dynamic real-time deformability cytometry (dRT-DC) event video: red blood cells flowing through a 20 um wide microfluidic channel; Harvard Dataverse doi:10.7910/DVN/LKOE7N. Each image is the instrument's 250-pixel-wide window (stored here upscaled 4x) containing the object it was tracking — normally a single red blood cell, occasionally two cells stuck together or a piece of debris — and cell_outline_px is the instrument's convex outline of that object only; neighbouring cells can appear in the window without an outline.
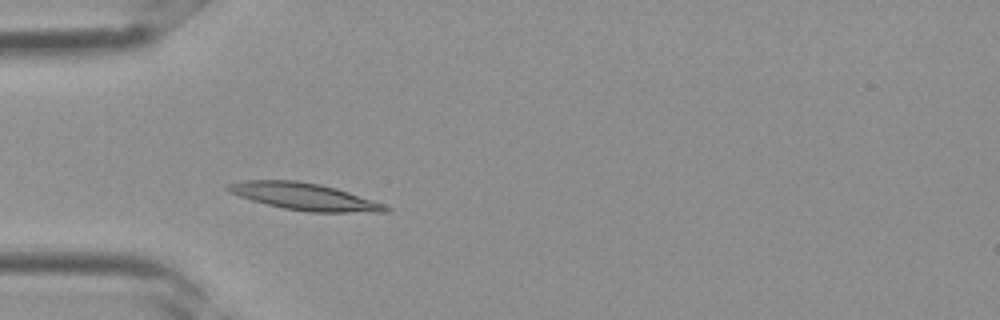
{"species": "Egyptian fruit bat (a non-hibernating species)", "species_latin": "Rousettus aegyptiacus", "temperature_condition": "room temperature", "stored_images_in_passage": 2, "camera_frame_rate_fps": 3000, "um_per_image_px": 0.085, "frame": {"image": 1, "passage_image": 2, "time_ms": 0.333, "image_size_px": [1000, 320], "cell_outline_px": [[392, 208], [388, 212], [308, 212], [284, 208], [252, 200], [228, 192], [224, 188], [228, 184], [244, 180], [296, 180], [320, 184], [336, 188], [388, 204]], "centroid_in_image_um": [25.93, 16.71], "position_along_channel_um": 59.1, "area_um2": 24.97}}